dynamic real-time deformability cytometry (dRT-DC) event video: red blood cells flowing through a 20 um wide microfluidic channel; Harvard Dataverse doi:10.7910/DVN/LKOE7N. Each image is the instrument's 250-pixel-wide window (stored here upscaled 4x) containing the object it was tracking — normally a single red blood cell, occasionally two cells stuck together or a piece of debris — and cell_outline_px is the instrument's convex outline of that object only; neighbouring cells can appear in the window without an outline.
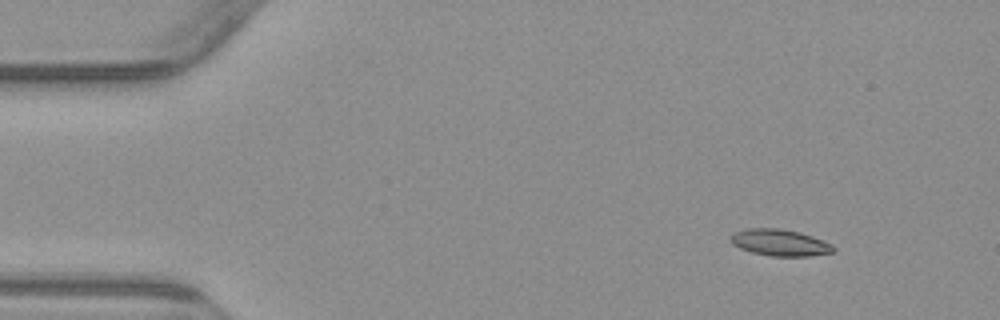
{"species": "common noctule bat (a hibernating species)", "species_latin": "Nyctalus noctula", "temperature_condition": "warm", "stored_images_in_passage": 4, "camera_frame_rate_fps": 3000, "um_per_image_px": 0.085, "animal": {"sex": "male", "body_mass_g": 23.1, "forearm_length_mm": 52.7}, "frame": {"image": 1, "passage_image": 2, "time_ms": 2.0, "image_size_px": [1000, 320], "cell_outline_px": [[836, 252], [812, 256], [772, 256], [752, 252], [740, 248], [732, 244], [728, 236], [732, 232], [744, 228], [780, 228], [800, 232], [812, 236], [832, 244], [836, 248]], "centroid_in_image_um": [66.28, 20.61], "position_along_channel_um": 18.7, "area_um2": 16.24}}
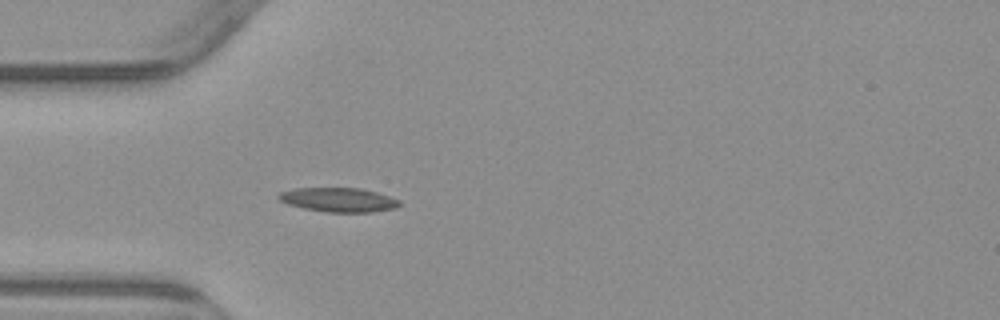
{"frame": {"image": 2, "passage_image": 4, "time_ms": 5.333, "image_size_px": [1000, 320], "cell_outline_px": [[400, 204], [396, 208], [372, 212], [328, 212], [304, 208], [288, 204], [280, 200], [276, 196], [280, 192], [296, 188], [360, 188], [376, 192], [400, 200]], "centroid_in_image_um": [28.78, 16.98], "position_along_channel_um": 56.2, "area_um2": 16.94}}